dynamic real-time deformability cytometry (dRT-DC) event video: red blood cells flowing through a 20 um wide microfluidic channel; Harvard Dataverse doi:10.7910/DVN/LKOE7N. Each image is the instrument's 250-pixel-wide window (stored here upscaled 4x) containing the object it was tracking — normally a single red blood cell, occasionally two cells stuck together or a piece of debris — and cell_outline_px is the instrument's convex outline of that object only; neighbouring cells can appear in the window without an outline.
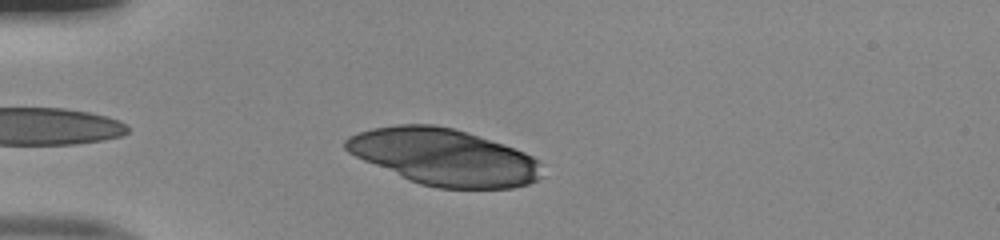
{"species": "human", "species_latin": "Homo sapiens", "temperature_condition": "room temperature", "stored_images_in_passage": 33, "camera_frame_rate_fps": 3000, "um_per_image_px": 0.085, "donor": {"sex": "male"}, "frame": {"image": 1, "passage_image": 2, "time_ms": 0.333, "image_size_px": [1000, 240], "cell_outline_px": [[540, 176], [536, 180], [528, 184], [512, 188], [436, 188], [420, 184], [408, 180], [364, 160], [348, 152], [344, 148], [344, 140], [348, 136], [372, 128], [400, 124], [432, 124], [452, 128], [504, 144], [524, 152], [532, 156], [540, 164]], "centroid_in_image_um": [37.71, 13.34], "position_along_channel_um": 47.3, "area_um2": 64.22}}